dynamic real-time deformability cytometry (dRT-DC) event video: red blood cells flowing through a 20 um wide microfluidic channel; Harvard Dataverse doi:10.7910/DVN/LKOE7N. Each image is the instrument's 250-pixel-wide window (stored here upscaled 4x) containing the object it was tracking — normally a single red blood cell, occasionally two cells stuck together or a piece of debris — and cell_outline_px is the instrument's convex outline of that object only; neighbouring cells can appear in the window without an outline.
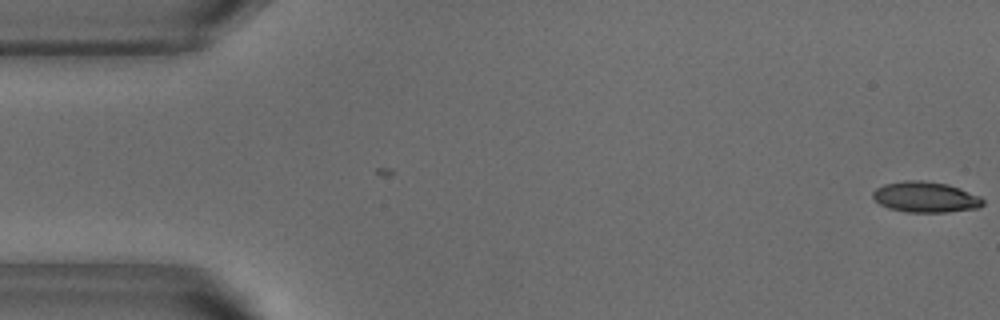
{"species": "common noctule bat (a hibernating species)", "species_latin": "Nyctalus noctula", "temperature_condition": "warm", "stored_images_in_passage": 50, "camera_frame_rate_fps": 3000, "um_per_image_px": 0.085, "animal": {"sex": "male", "body_mass_g": 18.8}, "frame": {"image": 1, "passage_image": 1, "time_ms": 0.0, "image_size_px": [1000, 320], "cell_outline_px": [[984, 204], [980, 208], [948, 212], [908, 212], [888, 208], [880, 204], [872, 196], [872, 192], [876, 188], [884, 184], [904, 180], [924, 180], [948, 184], [960, 188], [980, 196], [984, 200]], "centroid_in_image_um": [78.69, 16.74], "position_along_channel_um": 6.3, "area_um2": 19.88}}
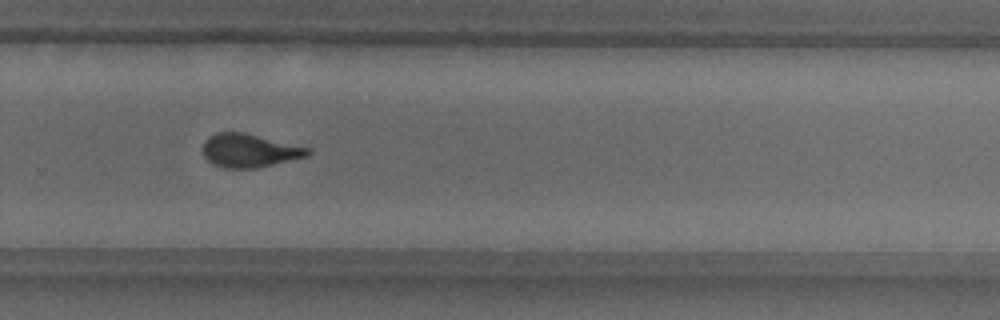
{"frame": {"image": 2, "passage_image": 35, "time_ms": 11.333, "image_size_px": [1000, 320], "cell_outline_px": [[312, 152], [308, 156], [256, 168], [224, 168], [212, 164], [204, 156], [204, 140], [208, 136], [216, 132], [244, 132], [312, 148]], "centroid_in_image_um": [21.22, 12.79], "position_along_channel_um": 308.6, "area_um2": 20.58}}
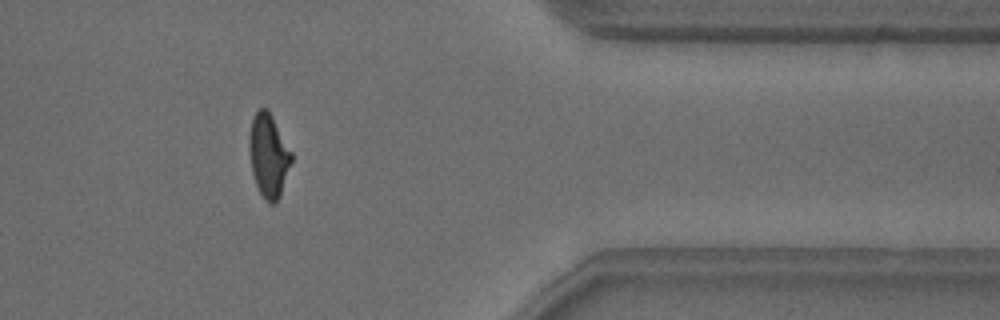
{"frame": {"image": 3, "passage_image": 43, "time_ms": 14.0, "image_size_px": [1000, 320], "cell_outline_px": [[292, 160], [280, 196], [276, 204], [268, 204], [264, 200], [256, 184], [252, 172], [248, 144], [252, 116], [260, 108], [268, 108], [292, 152]], "centroid_in_image_um": [22.83, 13.22], "position_along_channel_um": 388.6, "area_um2": 20.63}, "authors_computed_cell_mechanics": {"area_um2": 20.5768, "velocity_mm_per_s": 3.8346, "shape_relaxation_time_tau1_ms": 5.4626, "shape_relaxation_time_tau2_ms": 1.3301, "deformation_change_tau1": 0.2197, "deformation_change_tau2": 0.1009}}